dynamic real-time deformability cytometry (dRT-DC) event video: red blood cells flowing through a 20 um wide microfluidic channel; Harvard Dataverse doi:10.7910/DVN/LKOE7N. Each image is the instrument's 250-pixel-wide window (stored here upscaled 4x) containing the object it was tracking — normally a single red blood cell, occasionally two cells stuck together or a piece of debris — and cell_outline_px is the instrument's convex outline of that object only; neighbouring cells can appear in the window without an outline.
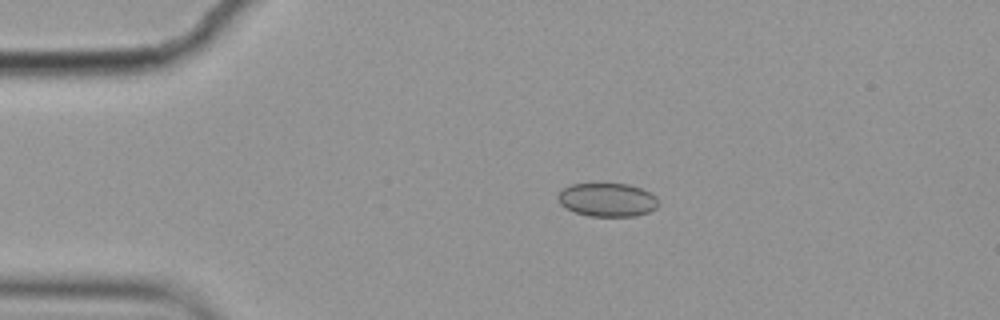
{"species": "common noctule bat (a hibernating species)", "species_latin": "Nyctalus noctula", "temperature_condition": "cold", "stored_images_in_passage": 12, "camera_frame_rate_fps": 3000, "um_per_image_px": 0.085, "animal": {"sex": "female", "body_mass_g": 19.9}, "frame": {"image": 1, "passage_image": 2, "time_ms": 0.333, "image_size_px": [1000, 320], "cell_outline_px": [[660, 204], [656, 208], [648, 212], [636, 216], [588, 216], [576, 212], [560, 204], [560, 192], [564, 188], [572, 184], [628, 184], [652, 192], [656, 196]], "centroid_in_image_um": [51.7, 16.98], "position_along_channel_um": 33.3, "area_um2": 19.48}}
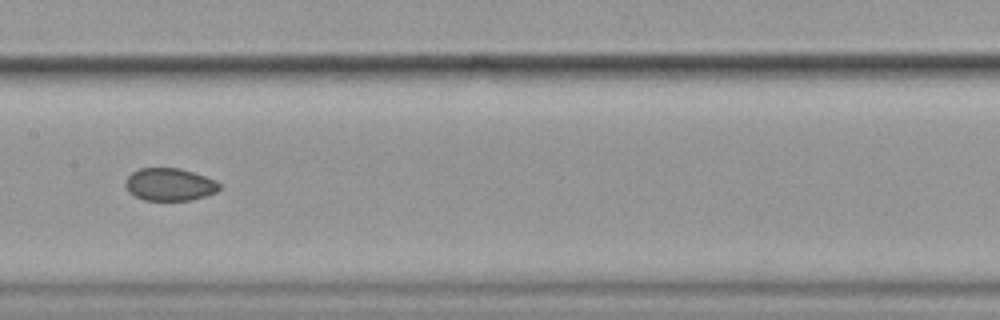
{"frame": {"image": 2, "passage_image": 6, "time_ms": 1.667, "image_size_px": [1000, 320], "cell_outline_px": [[220, 188], [216, 192], [192, 200], [144, 200], [128, 192], [124, 184], [124, 180], [132, 172], [140, 168], [180, 168], [216, 180], [220, 184]], "centroid_in_image_um": [14.39, 15.68], "position_along_channel_um": 193.0, "area_um2": 17.86}}
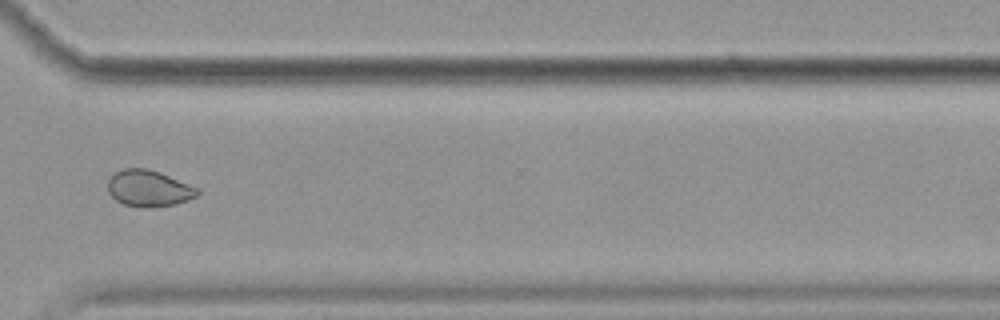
{"frame": {"image": 3, "passage_image": 10, "time_ms": 3.0, "image_size_px": [1000, 320], "cell_outline_px": [[200, 192], [196, 196], [188, 200], [176, 204], [152, 208], [140, 208], [124, 204], [116, 200], [108, 192], [108, 180], [116, 172], [124, 168], [148, 168], [160, 172], [200, 188]], "centroid_in_image_um": [12.67, 16.02], "position_along_channel_um": 357.9, "area_um2": 19.25}}